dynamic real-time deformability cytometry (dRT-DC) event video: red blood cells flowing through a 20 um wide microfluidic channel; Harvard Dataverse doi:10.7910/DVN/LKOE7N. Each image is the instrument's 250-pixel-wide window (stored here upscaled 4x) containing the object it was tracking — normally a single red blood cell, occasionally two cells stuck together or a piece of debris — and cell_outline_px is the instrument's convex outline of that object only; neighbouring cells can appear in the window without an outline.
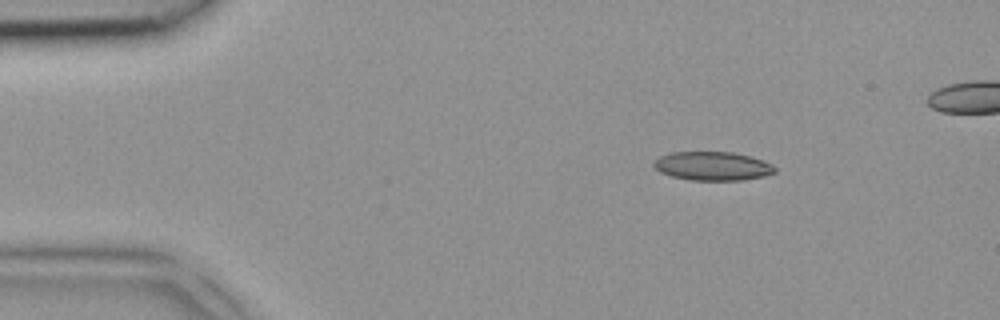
{"species": "common noctule bat (a hibernating species)", "species_latin": "Nyctalus noctula", "temperature_condition": "room temperature", "stored_images_in_passage": 5, "camera_frame_rate_fps": 3000, "um_per_image_px": 0.085, "animal": {"sex": "female", "body_mass_g": 18.4}, "frame": {"image": 1, "passage_image": 2, "time_ms": 0.333, "image_size_px": [1000, 320], "cell_outline_px": [[776, 172], [764, 176], [740, 180], [692, 180], [672, 176], [660, 172], [652, 164], [660, 156], [672, 152], [732, 152], [752, 156], [764, 160], [772, 164], [776, 168]], "centroid_in_image_um": [60.61, 14.11], "position_along_channel_um": 24.4, "area_um2": 20.29}}